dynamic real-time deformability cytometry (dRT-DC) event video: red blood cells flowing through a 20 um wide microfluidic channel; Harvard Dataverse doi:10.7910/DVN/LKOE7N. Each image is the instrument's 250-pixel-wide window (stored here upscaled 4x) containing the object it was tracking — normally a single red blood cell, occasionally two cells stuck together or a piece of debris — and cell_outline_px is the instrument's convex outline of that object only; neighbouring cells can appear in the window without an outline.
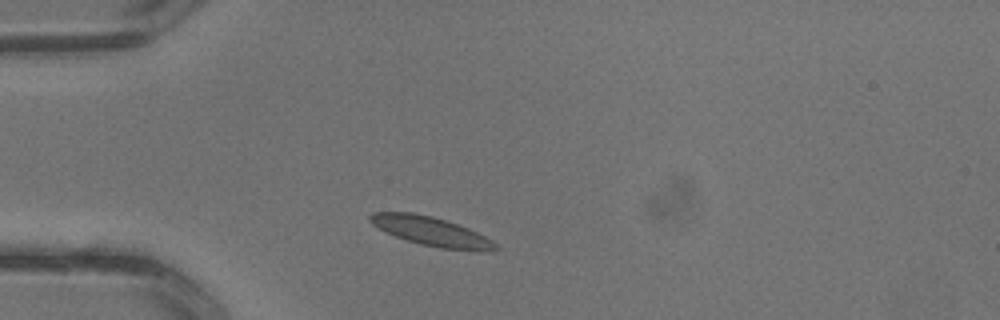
{"species": "common noctule bat (a hibernating species)", "species_latin": "Nyctalus noctula", "temperature_condition": "warm", "stored_images_in_passage": 1, "camera_frame_rate_fps": 3000, "um_per_image_px": 0.085, "animal": {"sex": "male", "body_mass_g": 13.3}, "frame": {"image": 1, "passage_image": 1, "time_ms": 0.0, "image_size_px": [1000, 320], "cell_outline_px": [[500, 248], [492, 252], [484, 252], [440, 248], [420, 244], [384, 232], [372, 224], [368, 220], [368, 216], [372, 212], [412, 212], [432, 216], [468, 228], [492, 240]], "centroid_in_image_um": [36.66, 19.68], "position_along_channel_um": 48.3, "area_um2": 21.33}}